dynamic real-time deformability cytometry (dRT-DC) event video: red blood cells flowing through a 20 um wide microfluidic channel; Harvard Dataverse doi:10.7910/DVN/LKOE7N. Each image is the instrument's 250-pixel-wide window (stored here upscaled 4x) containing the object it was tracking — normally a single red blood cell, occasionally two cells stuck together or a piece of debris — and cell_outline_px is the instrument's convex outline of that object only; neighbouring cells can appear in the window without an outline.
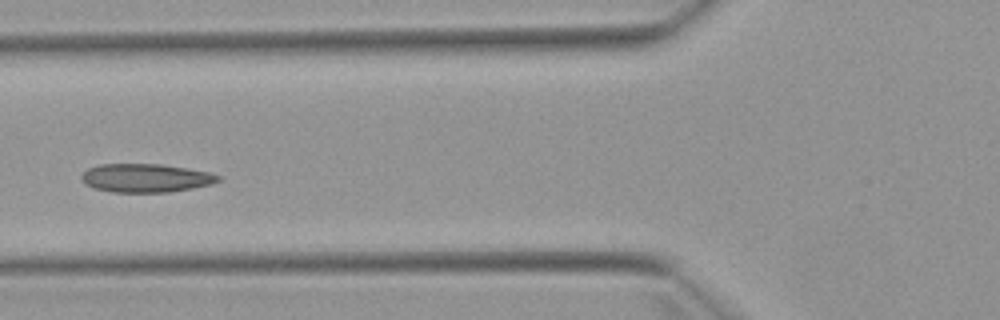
{"species": "Egyptian fruit bat (a non-hibernating species)", "species_latin": "Rousettus aegyptiacus", "temperature_condition": "warm", "stored_images_in_passage": 5, "camera_frame_rate_fps": 3000, "um_per_image_px": 0.085, "animal": {"sex": "female"}, "frame": {"image": 1, "passage_image": 5, "time_ms": 5.667, "image_size_px": [1000, 320], "cell_outline_px": [[220, 180], [212, 184], [192, 188], [168, 192], [112, 192], [92, 188], [84, 184], [80, 176], [88, 168], [100, 164], [160, 164], [188, 168], [208, 172], [220, 176]], "centroid_in_image_um": [12.36, 15.13], "position_along_channel_um": 113.4, "area_um2": 22.77}}